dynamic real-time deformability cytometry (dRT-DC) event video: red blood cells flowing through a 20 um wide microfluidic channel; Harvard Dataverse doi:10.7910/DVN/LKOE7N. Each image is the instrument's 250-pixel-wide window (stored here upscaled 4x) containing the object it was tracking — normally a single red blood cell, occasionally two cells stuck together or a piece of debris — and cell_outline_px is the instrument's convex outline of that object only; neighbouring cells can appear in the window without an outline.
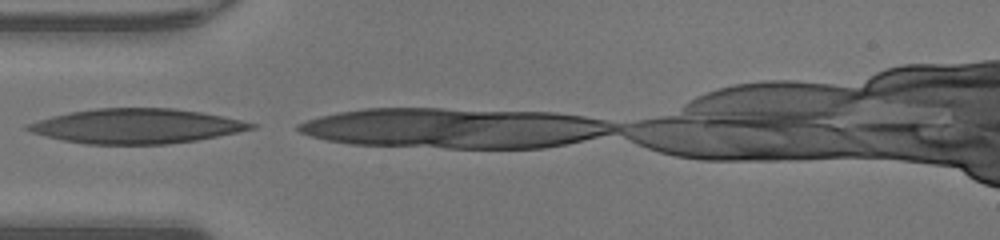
{"species": "human", "species_latin": "Homo sapiens", "temperature_condition": "warm", "stored_images_in_passage": 5, "camera_frame_rate_fps": 3000, "um_per_image_px": 0.085, "donor": {"sex": "male"}, "frame": {"image": 1, "passage_image": 1, "time_ms": 0.0, "image_size_px": [1000, 240], "cell_outline_px": [[256, 128], [196, 140], [168, 144], [84, 144], [64, 140], [32, 132], [24, 128], [28, 124], [52, 116], [68, 112], [96, 108], [172, 108], [200, 112], [240, 120], [256, 124]], "centroid_in_image_um": [11.58, 10.72], "position_along_channel_um": 73.4, "area_um2": 44.62}}
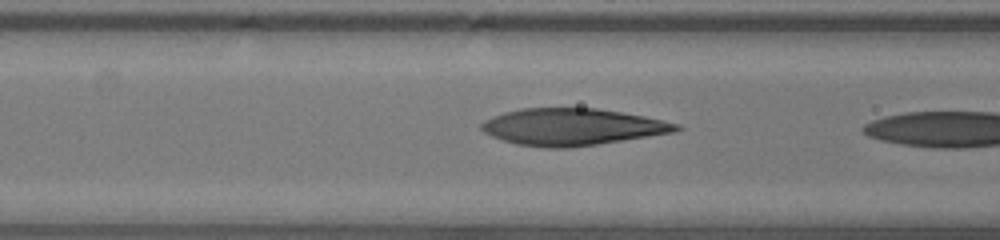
{"frame": {"image": 2, "passage_image": 4, "time_ms": 1.0, "image_size_px": [1000, 240], "cell_outline_px": [[684, 128], [672, 132], [596, 144], [568, 148], [548, 148], [520, 144], [504, 140], [492, 136], [484, 132], [480, 128], [480, 124], [484, 120], [492, 116], [504, 112], [520, 108], [596, 108], [644, 116], [680, 124]], "centroid_in_image_um": [48.6, 10.77], "position_along_channel_um": 118.0, "area_um2": 41.44}}